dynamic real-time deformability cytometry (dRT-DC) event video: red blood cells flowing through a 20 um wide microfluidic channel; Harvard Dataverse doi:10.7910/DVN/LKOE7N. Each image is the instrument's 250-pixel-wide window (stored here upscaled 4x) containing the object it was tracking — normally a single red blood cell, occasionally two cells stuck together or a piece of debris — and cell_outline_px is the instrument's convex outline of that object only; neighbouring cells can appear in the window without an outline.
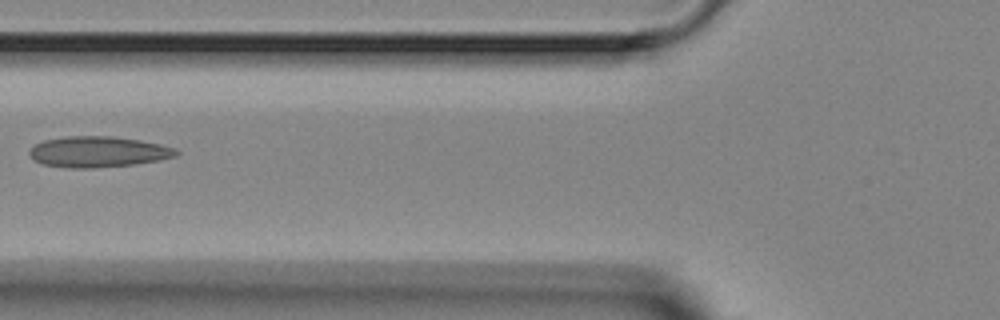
{"species": "Egyptian fruit bat (a non-hibernating species)", "species_latin": "Rousettus aegyptiacus", "temperature_condition": "room temperature", "stored_images_in_passage": 6, "camera_frame_rate_fps": 3000, "um_per_image_px": 0.085, "animal": {"sex": "female"}, "frame": {"image": 1, "passage_image": 6, "time_ms": 5.667, "image_size_px": [1000, 320], "cell_outline_px": [[180, 152], [176, 156], [160, 160], [132, 164], [92, 168], [68, 168], [44, 164], [28, 156], [28, 152], [36, 144], [44, 140], [68, 136], [112, 136], [140, 140], [160, 144], [176, 148]], "centroid_in_image_um": [8.36, 12.9], "position_along_channel_um": 117.4, "area_um2": 26.3}}